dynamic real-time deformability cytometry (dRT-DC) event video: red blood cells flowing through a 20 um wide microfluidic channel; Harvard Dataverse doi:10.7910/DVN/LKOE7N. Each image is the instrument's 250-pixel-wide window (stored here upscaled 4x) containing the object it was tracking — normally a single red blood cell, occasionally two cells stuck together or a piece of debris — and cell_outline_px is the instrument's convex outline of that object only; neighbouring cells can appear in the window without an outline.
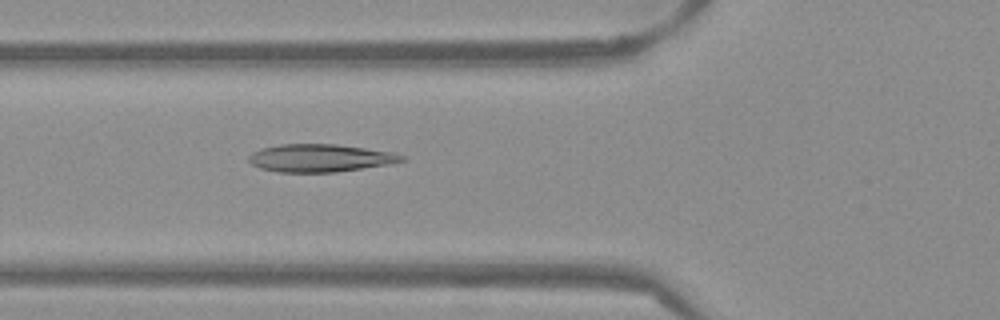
{"species": "Egyptian fruit bat (a non-hibernating species)", "species_latin": "Rousettus aegyptiacus", "temperature_condition": "warm", "stored_images_in_passage": 52, "camera_frame_rate_fps": 3000, "um_per_image_px": 0.085, "frame": {"image": 1, "passage_image": 19, "time_ms": 6.0, "image_size_px": [1000, 320], "cell_outline_px": [[408, 160], [392, 164], [336, 172], [276, 172], [260, 168], [252, 164], [248, 160], [248, 156], [252, 152], [260, 148], [280, 144], [336, 144], [392, 152], [404, 156]], "centroid_in_image_um": [27.21, 13.43], "position_along_channel_um": 98.6, "area_um2": 24.91}}
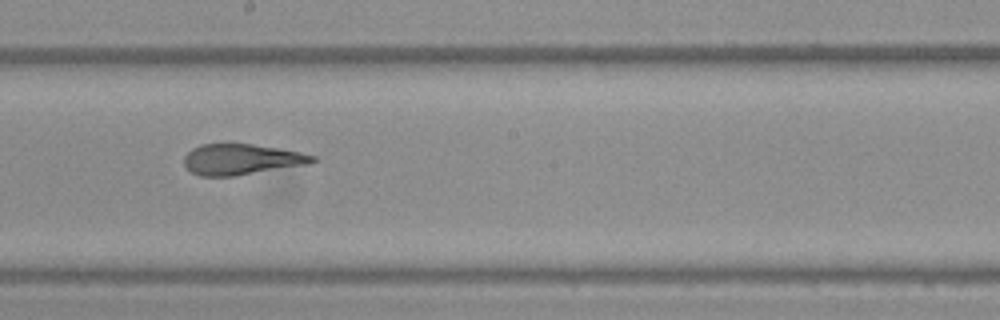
{"frame": {"image": 2, "passage_image": 29, "time_ms": 9.333, "image_size_px": [1000, 320], "cell_outline_px": [[316, 160], [308, 164], [236, 176], [200, 176], [192, 172], [184, 164], [184, 156], [192, 148], [200, 144], [252, 144], [300, 152], [316, 156]], "centroid_in_image_um": [20.51, 13.55], "position_along_channel_um": 227.7, "area_um2": 22.89}}
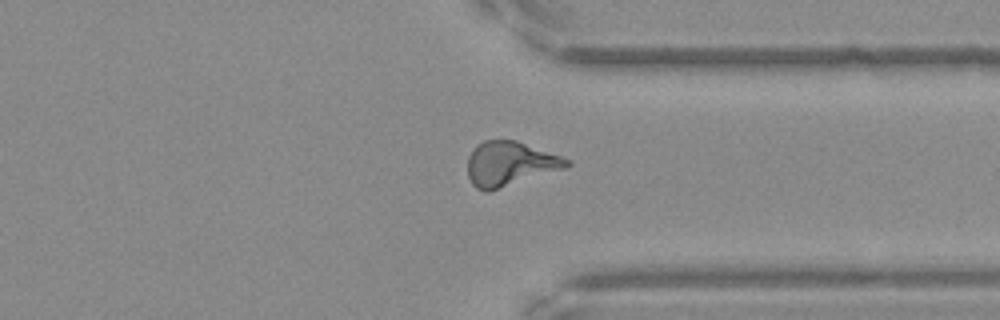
{"frame": {"image": 3, "passage_image": 40, "time_ms": 13.0, "image_size_px": [1000, 320], "cell_outline_px": [[572, 164], [568, 168], [488, 192], [484, 192], [476, 188], [472, 184], [468, 176], [468, 156], [472, 148], [476, 144], [484, 140], [516, 140], [572, 160]], "centroid_in_image_um": [43.35, 13.93], "position_along_channel_um": 368.0, "area_um2": 26.07}, "authors_computed_cell_mechanics": {"area_um2": 24.8251, "velocity_mm_per_s": 3.8629, "shape_relaxation_time_tau1_ms": null, "shape_relaxation_time_tau2_ms": 1.6824, "deformation_change_tau1": null, "deformation_change_tau2": 0.0829}}